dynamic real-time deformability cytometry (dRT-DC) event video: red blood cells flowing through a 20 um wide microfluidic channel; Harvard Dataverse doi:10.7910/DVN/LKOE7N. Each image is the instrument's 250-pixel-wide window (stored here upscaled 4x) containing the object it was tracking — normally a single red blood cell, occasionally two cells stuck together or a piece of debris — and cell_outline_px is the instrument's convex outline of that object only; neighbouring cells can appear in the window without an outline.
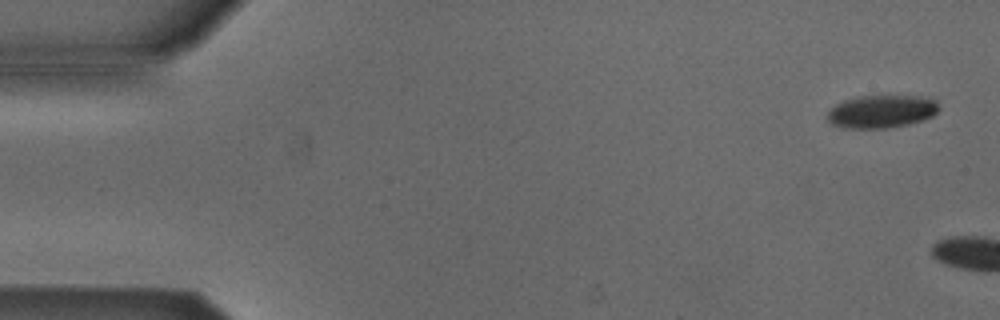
{"species": "Egyptian fruit bat (a non-hibernating species)", "species_latin": "Rousettus aegyptiacus", "temperature_condition": "cold", "stored_images_in_passage": 5, "camera_frame_rate_fps": 3000, "um_per_image_px": 0.085, "animal": {"sex": "male"}, "frame": {"image": 1, "passage_image": 2, "time_ms": 0.333, "image_size_px": [1000, 320], "cell_outline_px": [[940, 108], [932, 116], [924, 120], [908, 124], [888, 128], [844, 128], [832, 124], [828, 120], [828, 112], [836, 104], [844, 100], [856, 96], [920, 96], [936, 100]], "centroid_in_image_um": [74.94, 9.47], "position_along_channel_um": 10.1, "area_um2": 21.39}}